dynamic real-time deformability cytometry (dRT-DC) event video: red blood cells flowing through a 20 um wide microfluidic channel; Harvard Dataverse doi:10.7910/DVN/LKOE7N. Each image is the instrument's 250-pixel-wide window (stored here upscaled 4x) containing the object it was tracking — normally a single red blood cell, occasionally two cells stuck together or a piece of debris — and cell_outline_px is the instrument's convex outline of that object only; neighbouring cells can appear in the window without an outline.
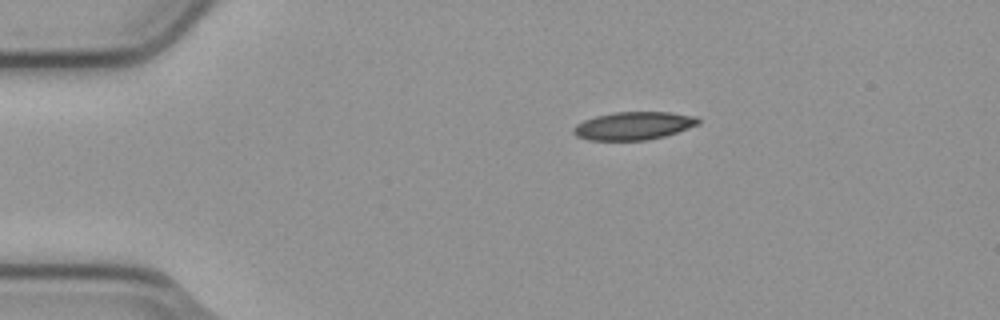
{"species": "common noctule bat (a hibernating species)", "species_latin": "Nyctalus noctula", "temperature_condition": "cold", "stored_images_in_passage": 2, "camera_frame_rate_fps": 3000, "um_per_image_px": 0.085, "animal": {"sex": "male", "body_mass_g": 23.1, "forearm_length_mm": 52.7}, "frame": {"image": 1, "passage_image": 1, "time_ms": 0.0, "image_size_px": [1000, 320], "cell_outline_px": [[700, 124], [664, 136], [648, 140], [588, 140], [576, 136], [572, 132], [572, 128], [576, 124], [584, 120], [596, 116], [612, 112], [672, 112], [696, 116], [700, 120]], "centroid_in_image_um": [53.84, 10.69], "position_along_channel_um": 31.2, "area_um2": 20.46}}